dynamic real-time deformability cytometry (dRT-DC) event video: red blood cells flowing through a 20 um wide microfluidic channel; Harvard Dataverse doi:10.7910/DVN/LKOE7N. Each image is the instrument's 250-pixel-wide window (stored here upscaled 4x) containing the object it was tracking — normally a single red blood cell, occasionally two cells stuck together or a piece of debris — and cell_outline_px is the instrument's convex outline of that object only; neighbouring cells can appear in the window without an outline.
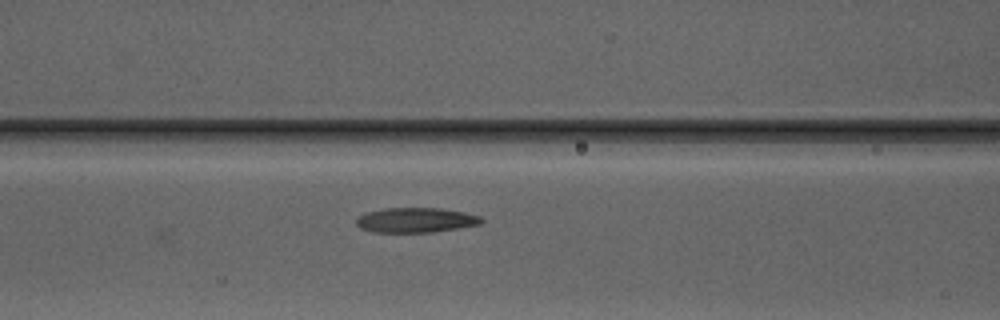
{"species": "Egyptian fruit bat (a non-hibernating species)", "species_latin": "Rousettus aegyptiacus", "temperature_condition": "warm", "stored_images_in_passage": 8, "camera_frame_rate_fps": 3000, "um_per_image_px": 0.085, "animal": {"sex": "male"}, "frame": {"image": 1, "passage_image": 8, "time_ms": 8.667, "image_size_px": [1000, 320], "cell_outline_px": [[484, 220], [480, 224], [432, 232], [372, 232], [360, 228], [356, 224], [356, 220], [360, 216], [368, 212], [384, 208], [440, 208], [464, 212], [480, 216]], "centroid_in_image_um": [35.33, 18.71], "position_along_channel_um": 131.3, "area_um2": 17.98}}